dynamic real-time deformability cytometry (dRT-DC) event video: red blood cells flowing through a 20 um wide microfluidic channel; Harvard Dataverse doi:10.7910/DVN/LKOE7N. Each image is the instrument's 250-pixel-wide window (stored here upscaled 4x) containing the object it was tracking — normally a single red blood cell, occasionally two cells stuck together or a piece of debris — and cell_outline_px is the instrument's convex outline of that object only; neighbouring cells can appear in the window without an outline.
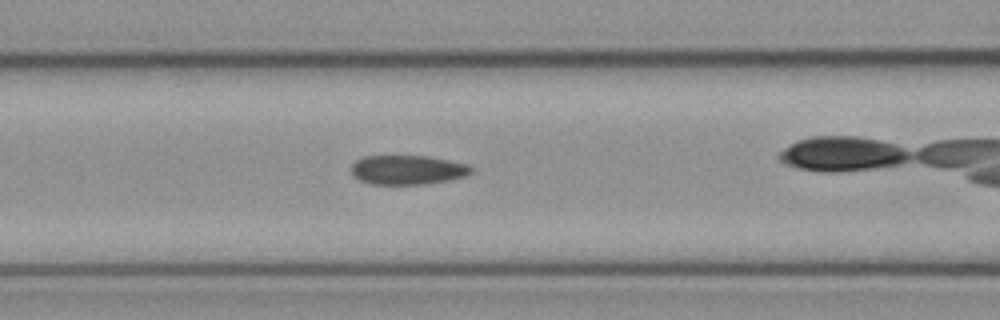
{"species": "common noctule bat (a hibernating species)", "species_latin": "Nyctalus noctula", "temperature_condition": "cold", "stored_images_in_passage": 29, "camera_frame_rate_fps": 3000, "um_per_image_px": 0.085, "animal": {"sex": "female", "body_mass_g": 21.9}, "frame": {"image": 1, "passage_image": 9, "time_ms": 2.667, "image_size_px": [1000, 320], "cell_outline_px": [[476, 172], [468, 176], [448, 180], [424, 184], [368, 184], [352, 176], [348, 168], [356, 160], [364, 156], [428, 156], [468, 164]], "centroid_in_image_um": [34.63, 14.44], "position_along_channel_um": 132.0, "area_um2": 20.87}}
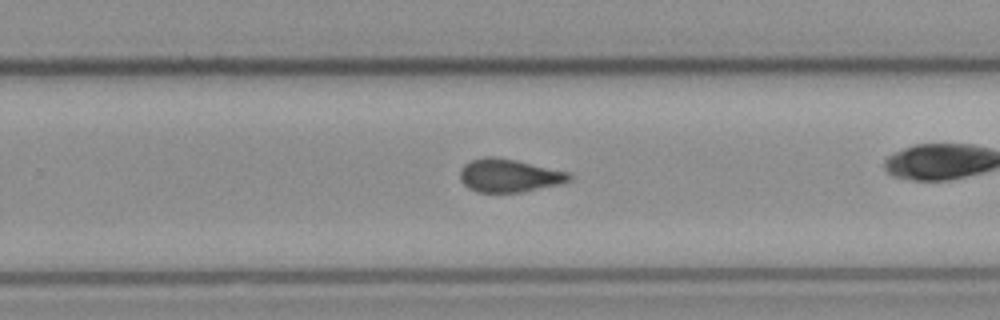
{"frame": {"image": 2, "passage_image": 21, "time_ms": 6.667, "image_size_px": [1000, 320], "cell_outline_px": [[572, 180], [560, 184], [520, 192], [480, 192], [468, 188], [460, 180], [460, 168], [464, 164], [472, 160], [484, 156], [496, 156], [516, 160], [568, 172], [572, 176]], "centroid_in_image_um": [43.25, 14.91], "position_along_channel_um": 286.5, "area_um2": 21.1}}